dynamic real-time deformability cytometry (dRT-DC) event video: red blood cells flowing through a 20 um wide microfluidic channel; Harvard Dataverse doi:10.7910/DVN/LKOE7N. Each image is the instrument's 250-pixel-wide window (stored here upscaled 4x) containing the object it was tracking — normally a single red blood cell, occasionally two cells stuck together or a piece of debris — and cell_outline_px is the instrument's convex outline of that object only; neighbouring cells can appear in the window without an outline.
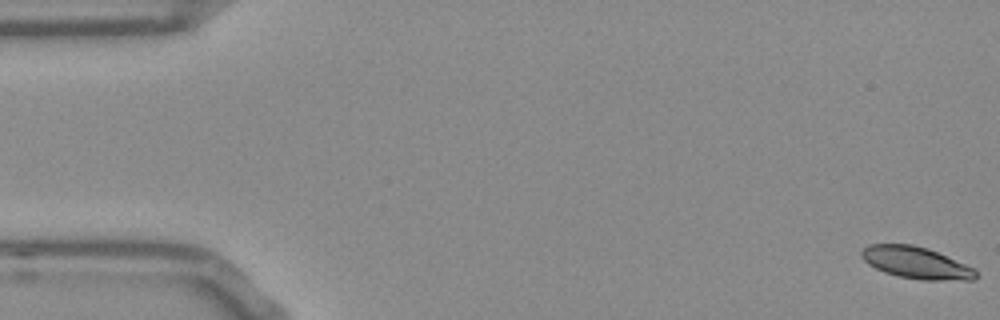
{"species": "Egyptian fruit bat (a non-hibernating species)", "species_latin": "Rousettus aegyptiacus", "temperature_condition": "room temperature", "stored_images_in_passage": 54, "camera_frame_rate_fps": 3000, "um_per_image_px": 0.085, "frame": {"image": 1, "passage_image": 1, "time_ms": 0.0, "image_size_px": [1000, 320], "cell_outline_px": [[976, 280], [924, 280], [900, 276], [884, 272], [868, 264], [860, 256], [860, 252], [868, 244], [912, 244], [928, 248], [976, 268]], "centroid_in_image_um": [77.88, 22.32], "position_along_channel_um": 7.1, "area_um2": 21.27}}
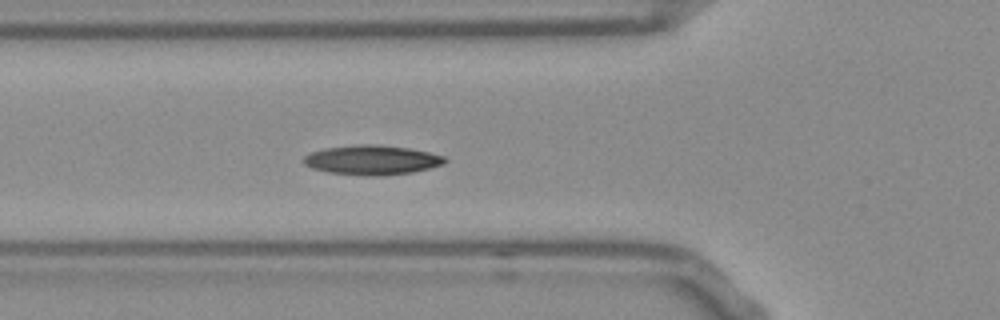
{"frame": {"image": 2, "passage_image": 19, "time_ms": 6.0, "image_size_px": [1000, 320], "cell_outline_px": [[448, 160], [444, 164], [412, 172], [384, 176], [364, 176], [328, 172], [312, 168], [304, 164], [304, 156], [312, 152], [324, 148], [360, 144], [368, 144], [408, 148], [428, 152], [444, 156]], "centroid_in_image_um": [31.61, 13.61], "position_along_channel_um": 94.2, "area_um2": 24.22}}
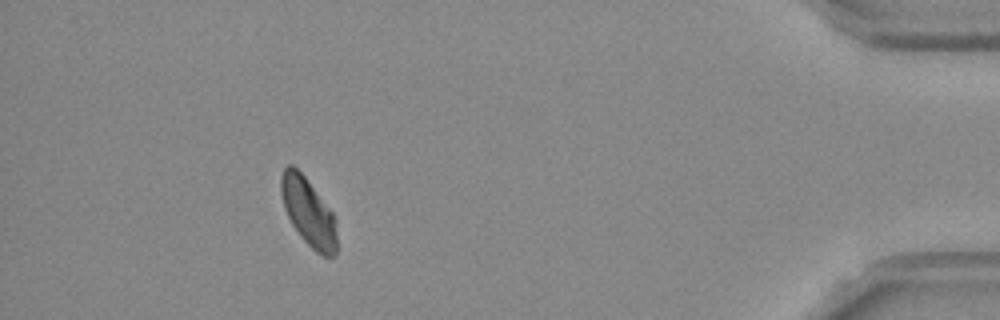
{"frame": {"image": 3, "passage_image": 49, "time_ms": 16.0, "image_size_px": [1000, 320], "cell_outline_px": [[336, 252], [332, 256], [324, 256], [316, 252], [300, 236], [292, 224], [284, 208], [280, 192], [280, 176], [284, 168], [288, 164], [292, 164], [304, 176], [332, 212], [336, 220]], "centroid_in_image_um": [26.19, 18.01], "position_along_channel_um": 409.0, "area_um2": 21.85}, "authors_computed_cell_mechanics": {"area_um2": 22.1663, "velocity_mm_per_s": 3.7551, "shape_relaxation_time_tau1_ms": 6.6711, "shape_relaxation_time_tau2_ms": null, "deformation_change_tau1": 0.1418, "deformation_change_tau2": null}}